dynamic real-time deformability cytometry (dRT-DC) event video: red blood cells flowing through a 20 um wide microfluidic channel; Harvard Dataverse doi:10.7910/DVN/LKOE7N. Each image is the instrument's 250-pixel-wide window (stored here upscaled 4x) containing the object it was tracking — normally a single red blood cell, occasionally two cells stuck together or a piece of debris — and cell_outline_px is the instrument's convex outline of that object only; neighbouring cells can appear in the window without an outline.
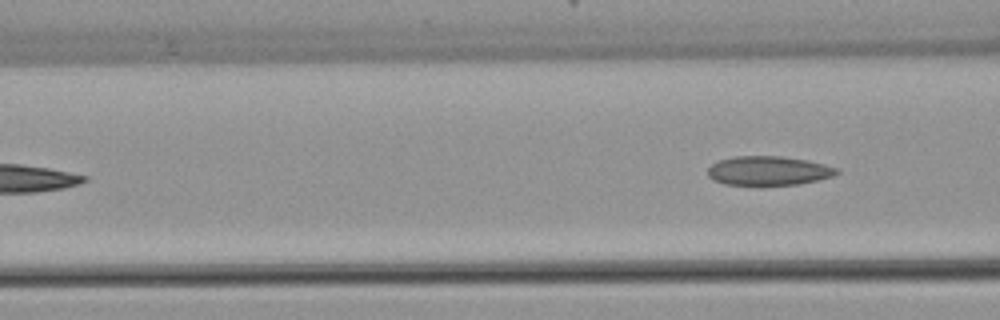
{"species": "common noctule bat (a hibernating species)", "species_latin": "Nyctalus noctula", "temperature_condition": "warm", "stored_images_in_passage": 4, "camera_frame_rate_fps": 3000, "um_per_image_px": 0.085, "animal": {"sex": "female", "body_mass_g": 22.7, "forearm_length_mm": 54.2}, "frame": {"image": 1, "passage_image": 4, "time_ms": 4.333, "image_size_px": [1000, 320], "cell_outline_px": [[840, 172], [832, 176], [800, 184], [760, 188], [724, 184], [712, 180], [708, 176], [708, 168], [712, 164], [720, 160], [732, 156], [780, 156], [808, 160], [840, 168]], "centroid_in_image_um": [65.3, 14.56], "position_along_channel_um": 101.3, "area_um2": 22.89}}